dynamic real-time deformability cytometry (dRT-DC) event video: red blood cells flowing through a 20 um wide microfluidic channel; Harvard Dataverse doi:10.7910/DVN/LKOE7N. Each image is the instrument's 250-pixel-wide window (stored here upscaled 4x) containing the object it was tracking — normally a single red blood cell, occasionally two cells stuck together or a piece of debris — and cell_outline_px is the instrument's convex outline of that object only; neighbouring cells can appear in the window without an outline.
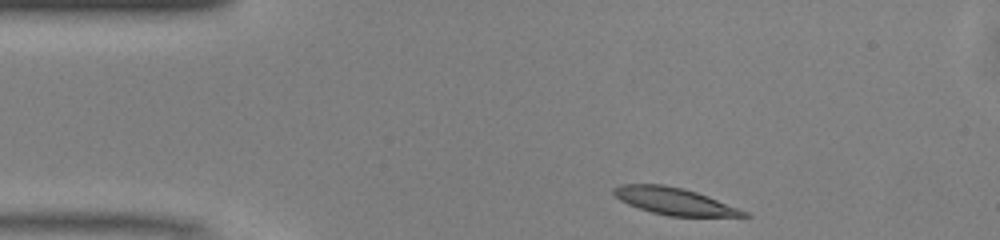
{"species": "common noctule bat (a hibernating species)", "species_latin": "Nyctalus noctula", "temperature_condition": "warm", "stored_images_in_passage": 42, "camera_frame_rate_fps": 3000, "um_per_image_px": 0.085, "animal": {"sex": "male", "body_mass_g": 13.0, "forearm_length_mm": 53.1}, "frame": {"image": 1, "passage_image": 1, "time_ms": 0.0, "image_size_px": [1000, 240], "cell_outline_px": [[752, 216], [668, 216], [652, 212], [628, 204], [620, 200], [612, 192], [612, 188], [624, 184], [664, 184], [684, 188], [708, 196], [748, 212]], "centroid_in_image_um": [57.3, 17.09], "position_along_channel_um": 27.7, "area_um2": 20.29}}
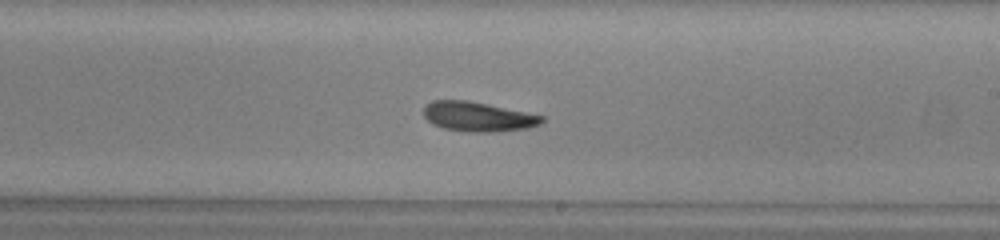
{"frame": {"image": 2, "passage_image": 21, "time_ms": 6.667, "image_size_px": [1000, 240], "cell_outline_px": [[544, 120], [540, 124], [528, 128], [488, 132], [468, 132], [444, 128], [432, 124], [424, 116], [424, 108], [432, 100], [468, 100], [488, 104], [544, 116]], "centroid_in_image_um": [40.62, 9.91], "position_along_channel_um": 248.4, "area_um2": 20.23}}
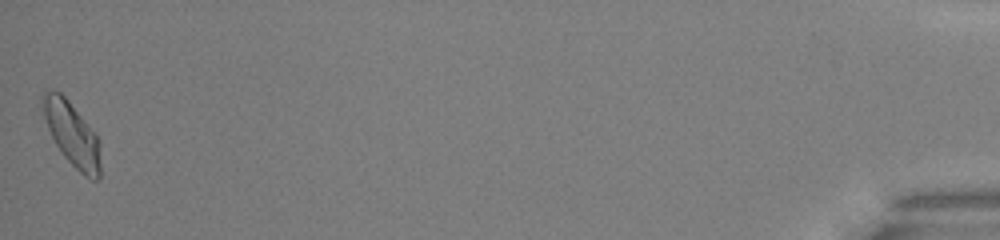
{"frame": {"image": 3, "passage_image": 42, "time_ms": 13.667, "image_size_px": [1000, 240], "cell_outline_px": [[100, 180], [92, 180], [84, 176], [64, 156], [56, 144], [48, 128], [44, 116], [40, 100], [40, 96], [44, 92], [60, 92], [68, 100], [96, 132], [100, 140]], "centroid_in_image_um": [6.15, 11.41], "position_along_channel_um": 429.0, "area_um2": 21.56}, "authors_computed_cell_mechanics": {"area_um2": 20.4901, "velocity_mm_per_s": 4.0994, "shape_relaxation_time_tau1_ms": 5.885, "shape_relaxation_time_tau2_ms": 4.3335, "deformation_change_tau1": 0.1615, "deformation_change_tau2": 0.1249}}